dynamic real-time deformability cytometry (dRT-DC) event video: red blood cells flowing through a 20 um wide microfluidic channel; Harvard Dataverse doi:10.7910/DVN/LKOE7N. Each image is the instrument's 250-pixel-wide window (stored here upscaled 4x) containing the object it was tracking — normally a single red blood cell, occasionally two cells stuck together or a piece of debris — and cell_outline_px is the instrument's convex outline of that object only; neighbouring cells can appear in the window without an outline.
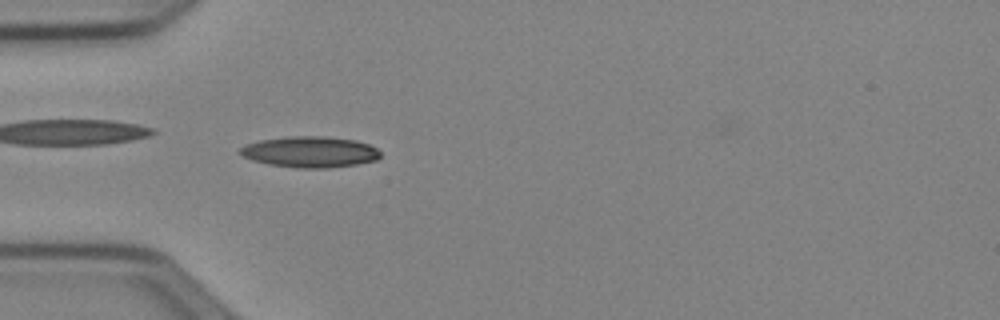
{"species": "Egyptian fruit bat (a non-hibernating species)", "species_latin": "Rousettus aegyptiacus", "temperature_condition": "cold", "stored_images_in_passage": 49, "camera_frame_rate_fps": 3000, "um_per_image_px": 0.085, "animal": {"sex": "female"}, "frame": {"image": 1, "passage_image": 14, "time_ms": 4.333, "image_size_px": [1000, 320], "cell_outline_px": [[380, 156], [376, 160], [356, 164], [328, 168], [296, 168], [268, 164], [252, 160], [240, 156], [236, 152], [244, 144], [260, 140], [288, 136], [324, 136], [356, 140], [368, 144], [376, 148], [380, 152]], "centroid_in_image_um": [26.29, 12.91], "position_along_channel_um": 58.7, "area_um2": 25.61}}
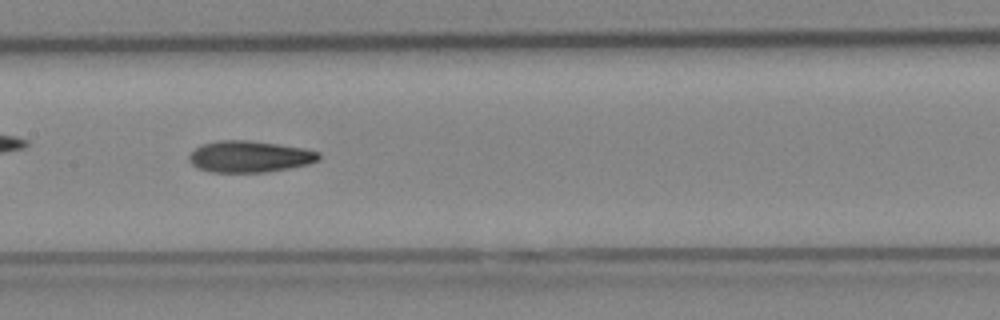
{"frame": {"image": 2, "passage_image": 24, "time_ms": 7.667, "image_size_px": [1000, 320], "cell_outline_px": [[320, 160], [308, 164], [268, 172], [212, 172], [200, 168], [192, 164], [188, 160], [188, 156], [200, 144], [216, 140], [248, 140], [304, 148], [320, 152]], "centroid_in_image_um": [21.21, 13.3], "position_along_channel_um": 186.2, "area_um2": 23.81}}
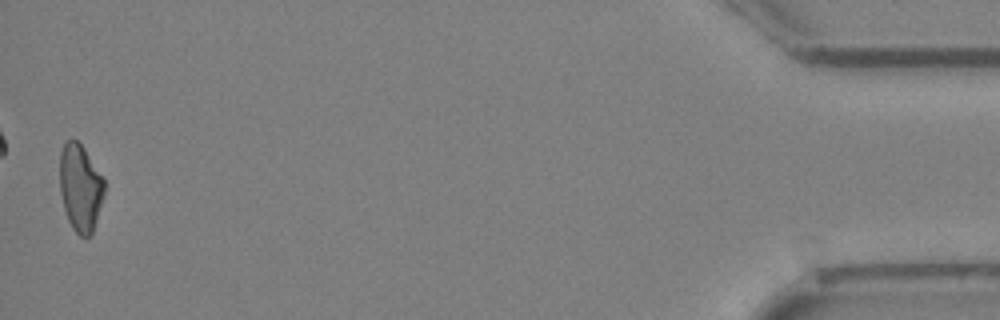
{"frame": {"image": 3, "passage_image": 49, "time_ms": 16.0, "image_size_px": [1000, 320], "cell_outline_px": [[104, 196], [92, 232], [88, 236], [80, 236], [72, 228], [68, 220], [64, 208], [60, 192], [60, 152], [64, 140], [76, 140], [84, 148], [104, 180]], "centroid_in_image_um": [6.81, 15.94], "position_along_channel_um": 428.4, "area_um2": 22.43}, "authors_computed_cell_mechanics": {"area_um2": 23.1778, "velocity_mm_per_s": 3.9822, "shape_relaxation_time_tau1_ms": 7.1537, "shape_relaxation_time_tau2_ms": 7.8147, "deformation_change_tau1": 0.1847, "deformation_change_tau2": 0.1536}}